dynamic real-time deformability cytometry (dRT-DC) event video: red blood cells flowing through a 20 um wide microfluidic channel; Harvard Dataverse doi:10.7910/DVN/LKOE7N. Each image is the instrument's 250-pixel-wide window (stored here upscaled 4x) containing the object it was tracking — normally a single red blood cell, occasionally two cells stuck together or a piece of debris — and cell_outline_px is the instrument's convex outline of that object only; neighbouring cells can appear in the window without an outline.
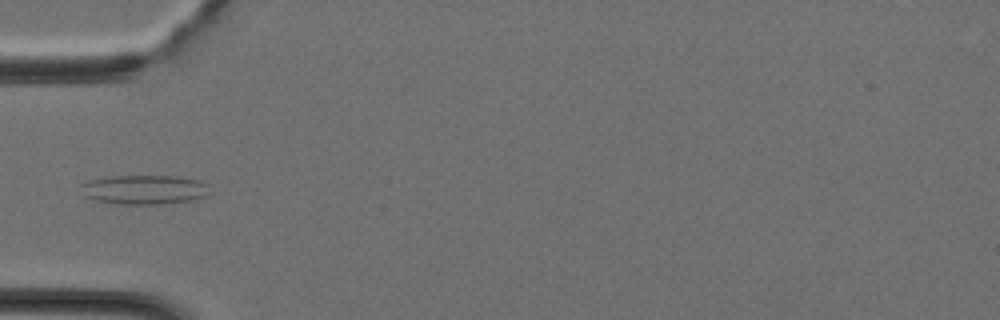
{"species": "Egyptian fruit bat (a non-hibernating species)", "species_latin": "Rousettus aegyptiacus", "temperature_condition": "cold", "stored_images_in_passage": 40, "camera_frame_rate_fps": 3000, "um_per_image_px": 0.085, "animal": {"sex": "female"}, "frame": {"image": 1, "passage_image": 13, "time_ms": 4.0, "image_size_px": [1000, 320], "cell_outline_px": [[208, 196], [196, 200], [160, 204], [120, 204], [96, 200], [84, 196], [80, 184], [92, 180], [112, 176], [176, 176], [200, 180], [208, 184]], "centroid_in_image_um": [12.33, 16.12], "position_along_channel_um": 72.7, "area_um2": 22.08}}
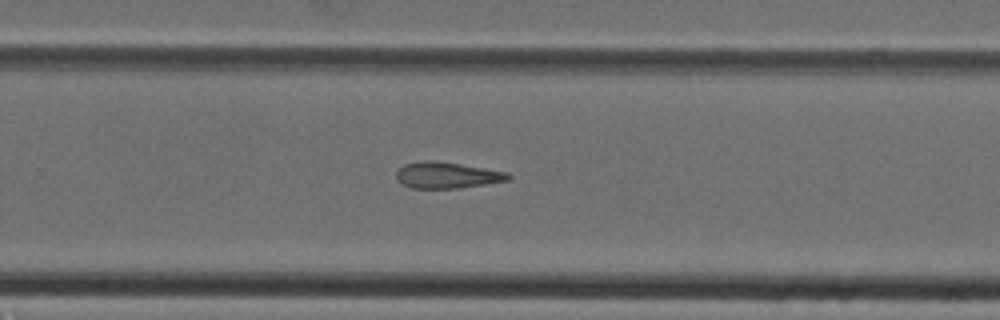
{"frame": {"image": 2, "passage_image": 26, "time_ms": 8.333, "image_size_px": [1000, 320], "cell_outline_px": [[512, 180], [460, 188], [412, 188], [400, 184], [396, 180], [396, 172], [404, 164], [424, 160], [432, 160], [460, 164], [508, 172], [512, 176]], "centroid_in_image_um": [38.0, 14.9], "position_along_channel_um": 291.8, "area_um2": 17.28}}
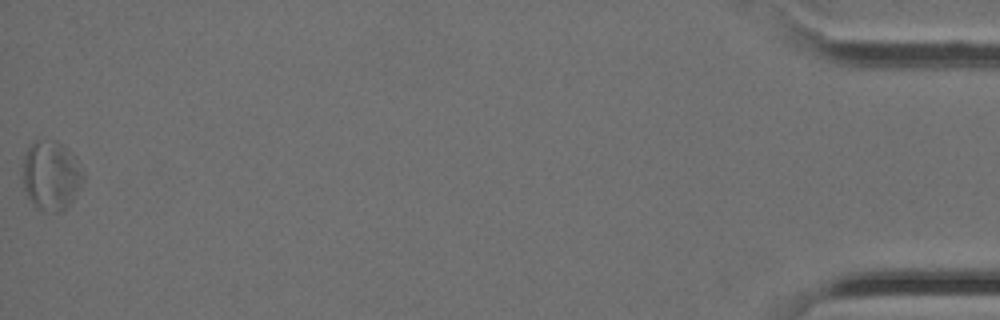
{"frame": {"image": 3, "passage_image": 40, "time_ms": 13.0, "image_size_px": [1000, 320], "cell_outline_px": [[84, 176], [80, 188], [72, 200], [60, 212], [52, 212], [36, 208], [32, 204], [24, 188], [24, 156], [28, 148], [36, 140], [56, 140], [68, 148], [76, 156], [84, 172]], "centroid_in_image_um": [4.38, 14.9], "position_along_channel_um": 430.8, "area_um2": 24.45}}